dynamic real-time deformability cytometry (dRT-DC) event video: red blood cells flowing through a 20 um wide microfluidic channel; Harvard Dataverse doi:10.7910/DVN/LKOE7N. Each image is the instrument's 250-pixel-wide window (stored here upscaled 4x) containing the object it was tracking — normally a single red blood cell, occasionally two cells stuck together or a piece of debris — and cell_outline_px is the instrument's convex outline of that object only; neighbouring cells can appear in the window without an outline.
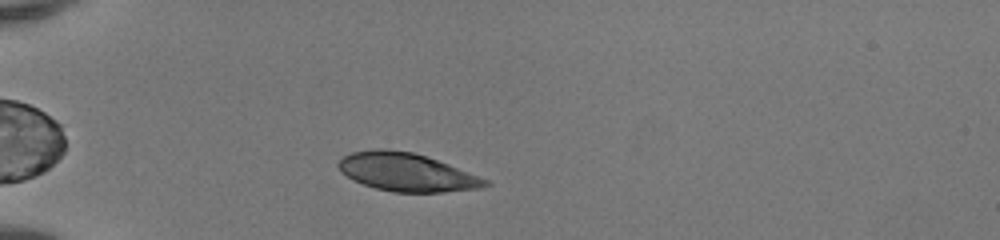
{"species": "human", "species_latin": "Homo sapiens", "temperature_condition": "room temperature", "stored_images_in_passage": 39, "camera_frame_rate_fps": 3000, "um_per_image_px": 0.085, "donor": {"sex": "female"}, "frame": {"image": 1, "passage_image": 7, "time_ms": 2.0, "image_size_px": [1000, 240], "cell_outline_px": [[492, 184], [480, 188], [444, 192], [392, 192], [376, 188], [352, 180], [340, 172], [336, 164], [344, 156], [352, 152], [376, 148], [388, 148], [412, 152], [448, 164], [488, 180]], "centroid_in_image_um": [34.52, 14.63], "position_along_channel_um": 50.5, "area_um2": 32.6}}
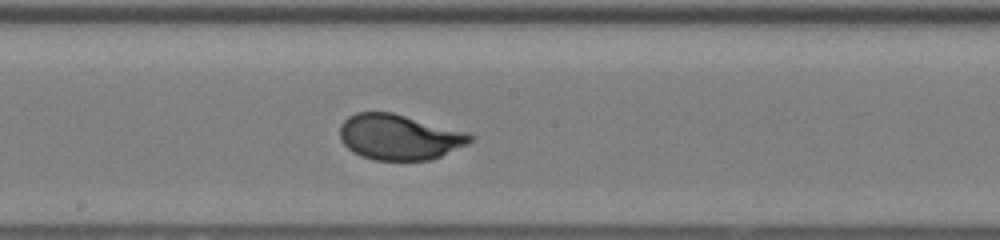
{"frame": {"image": 2, "passage_image": 21, "time_ms": 6.667, "image_size_px": [1000, 240], "cell_outline_px": [[472, 140], [468, 144], [440, 156], [428, 160], [376, 160], [360, 156], [352, 152], [340, 140], [340, 124], [348, 116], [356, 112], [392, 112], [468, 132], [472, 136]], "centroid_in_image_um": [33.9, 11.64], "position_along_channel_um": 214.3, "area_um2": 34.56}}
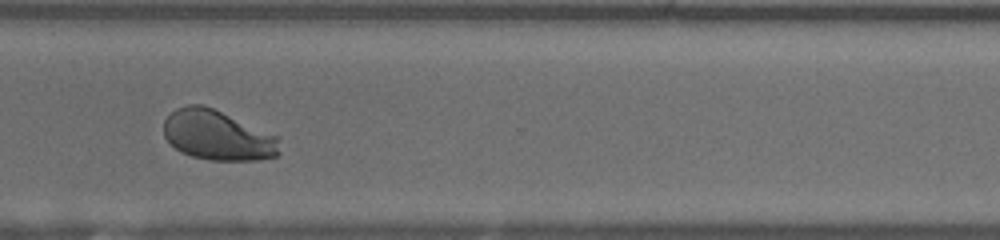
{"frame": {"image": 3, "passage_image": 31, "time_ms": 10.0, "image_size_px": [1000, 240], "cell_outline_px": [[280, 152], [276, 156], [256, 160], [208, 160], [192, 156], [180, 152], [164, 136], [164, 120], [176, 108], [188, 104], [200, 104], [212, 108], [280, 136]], "centroid_in_image_um": [18.52, 11.51], "position_along_channel_um": 352.1, "area_um2": 33.81}, "authors_computed_cell_mechanics": {"area_um2": 34.1598, "velocity_mm_per_s": 4.1489, "shape_relaxation_time_tau1_ms": 2.5722, "shape_relaxation_time_tau2_ms": null, "deformation_change_tau1": 0.1566, "deformation_change_tau2": null}}